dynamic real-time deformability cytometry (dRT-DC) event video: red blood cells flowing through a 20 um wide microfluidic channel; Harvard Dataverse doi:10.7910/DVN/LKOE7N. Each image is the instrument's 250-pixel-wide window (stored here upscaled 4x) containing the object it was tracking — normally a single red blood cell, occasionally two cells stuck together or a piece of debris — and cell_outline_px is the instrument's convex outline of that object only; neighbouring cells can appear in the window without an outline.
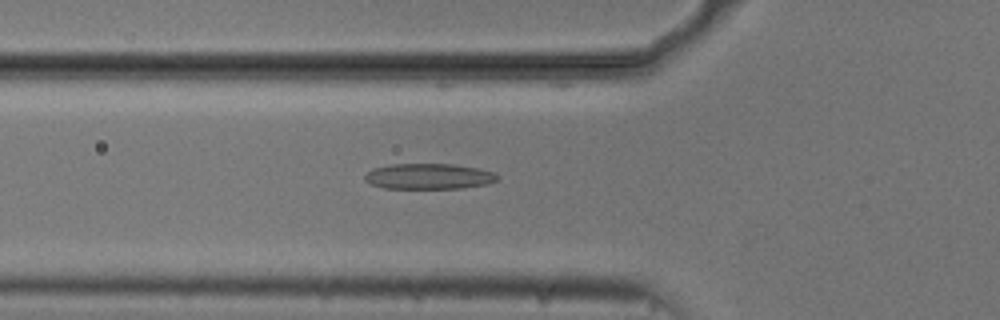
{"species": "common noctule bat (a hibernating species)", "species_latin": "Nyctalus noctula", "temperature_condition": "cold", "stored_images_in_passage": 41, "camera_frame_rate_fps": 3000, "um_per_image_px": 0.085, "animal": {"sex": "male", "body_mass_g": 20.5, "forearm_length_mm": 52.5}, "frame": {"image": 1, "passage_image": 8, "time_ms": 2.333, "image_size_px": [1000, 320], "cell_outline_px": [[500, 176], [496, 180], [488, 184], [460, 188], [384, 188], [372, 184], [364, 180], [364, 176], [372, 168], [388, 164], [456, 164], [480, 168], [496, 172]], "centroid_in_image_um": [36.48, 14.98], "position_along_channel_um": 89.3, "area_um2": 20.0}}
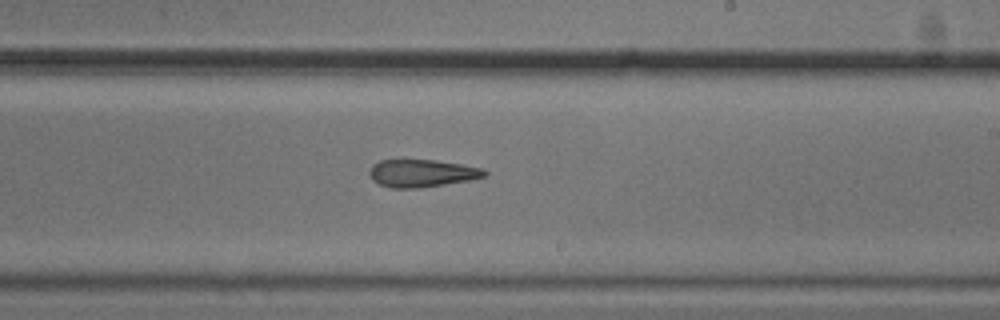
{"frame": {"image": 2, "passage_image": 21, "time_ms": 6.667, "image_size_px": [1000, 320], "cell_outline_px": [[488, 172], [484, 176], [472, 180], [420, 188], [392, 188], [380, 184], [372, 180], [368, 172], [372, 164], [380, 160], [436, 160], [460, 164], [480, 168]], "centroid_in_image_um": [35.83, 14.73], "position_along_channel_um": 253.2, "area_um2": 18.5}}
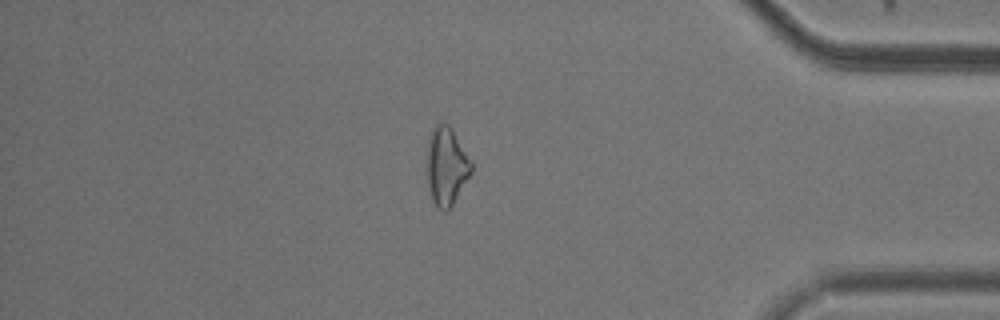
{"frame": {"image": 3, "passage_image": 35, "time_ms": 11.333, "image_size_px": [1000, 320], "cell_outline_px": [[472, 172], [452, 204], [444, 212], [436, 208], [432, 200], [428, 184], [428, 140], [432, 128], [436, 124], [448, 124], [452, 128], [472, 160]], "centroid_in_image_um": [37.96, 14.11], "position_along_channel_um": 397.2, "area_um2": 20.06}}